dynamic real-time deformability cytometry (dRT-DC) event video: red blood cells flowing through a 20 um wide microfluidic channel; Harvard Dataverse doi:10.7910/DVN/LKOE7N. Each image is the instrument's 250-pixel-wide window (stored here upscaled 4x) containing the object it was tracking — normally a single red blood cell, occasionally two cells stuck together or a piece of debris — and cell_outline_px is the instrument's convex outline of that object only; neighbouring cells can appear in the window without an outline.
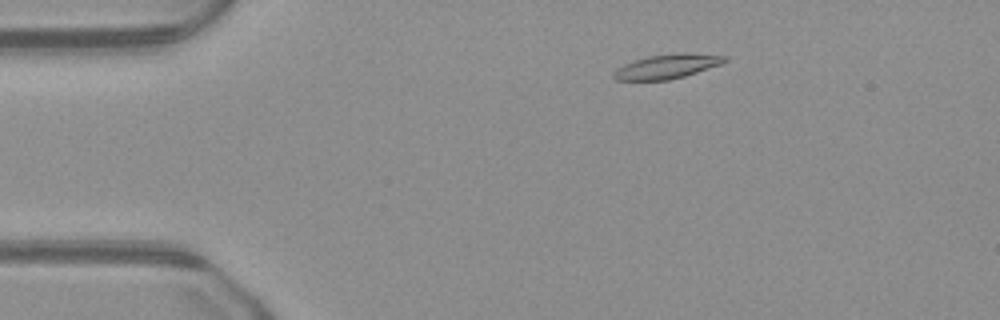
{"species": "common noctule bat (a hibernating species)", "species_latin": "Nyctalus noctula", "temperature_condition": "warm", "stored_images_in_passage": 47, "camera_frame_rate_fps": 3000, "um_per_image_px": 0.085, "animal": {"sex": "male", "body_mass_g": 23.1, "forearm_length_mm": 52.7}, "frame": {"image": 1, "passage_image": 6, "time_ms": 1.667, "image_size_px": [1000, 320], "cell_outline_px": [[728, 60], [720, 64], [684, 76], [668, 80], [616, 80], [612, 76], [612, 72], [616, 68], [624, 64], [648, 56], [680, 52], [684, 52], [728, 56]], "centroid_in_image_um": [56.68, 5.64], "position_along_channel_um": 28.3, "area_um2": 15.72}}
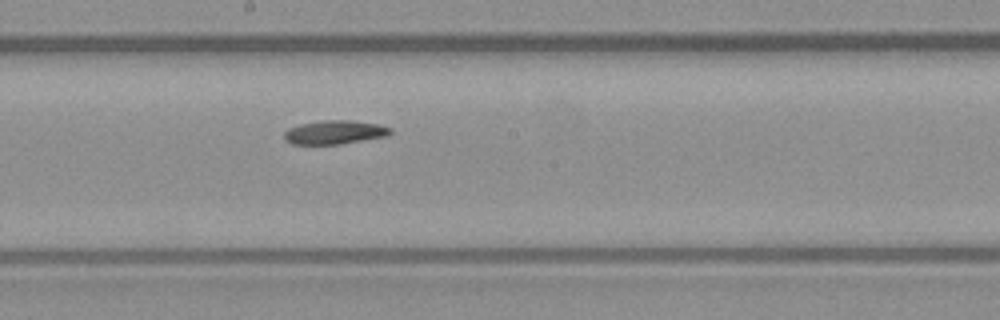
{"frame": {"image": 2, "passage_image": 24, "time_ms": 7.667, "image_size_px": [1000, 320], "cell_outline_px": [[392, 132], [388, 136], [340, 144], [292, 144], [284, 140], [284, 132], [288, 128], [300, 124], [324, 120], [352, 120], [380, 124], [392, 128]], "centroid_in_image_um": [28.47, 11.24], "position_along_channel_um": 219.7, "area_um2": 14.85}}
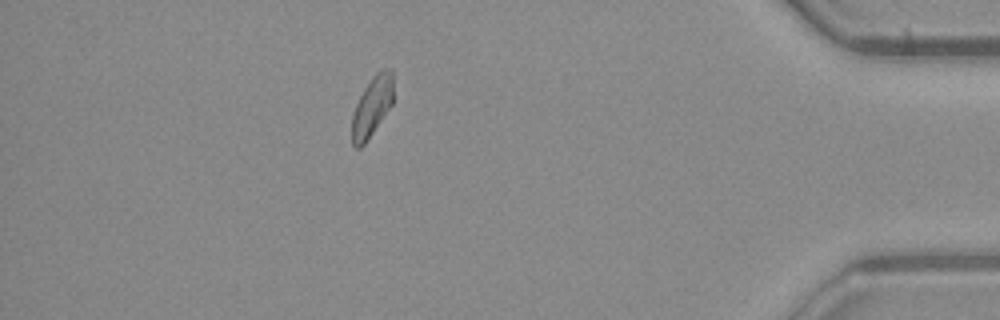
{"frame": {"image": 3, "passage_image": 41, "time_ms": 13.333, "image_size_px": [1000, 320], "cell_outline_px": [[392, 104], [364, 144], [360, 148], [356, 148], [352, 144], [352, 116], [356, 104], [364, 88], [372, 76], [380, 68], [392, 68]], "centroid_in_image_um": [31.61, 9.02], "position_along_channel_um": 403.6, "area_um2": 14.28}}